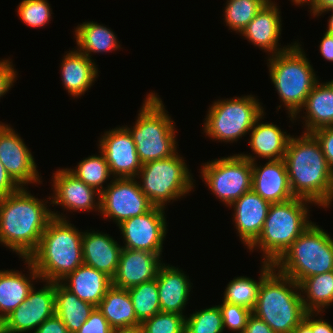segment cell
Returning <instances> with one entry per match:
<instances>
[{
    "label": "cell",
    "mask_w": 333,
    "mask_h": 333,
    "mask_svg": "<svg viewBox=\"0 0 333 333\" xmlns=\"http://www.w3.org/2000/svg\"><path fill=\"white\" fill-rule=\"evenodd\" d=\"M26 187L0 198V243L22 259L38 247L48 223L53 218L47 200L32 195ZM49 199V200H48Z\"/></svg>",
    "instance_id": "6da1fadb"
},
{
    "label": "cell",
    "mask_w": 333,
    "mask_h": 333,
    "mask_svg": "<svg viewBox=\"0 0 333 333\" xmlns=\"http://www.w3.org/2000/svg\"><path fill=\"white\" fill-rule=\"evenodd\" d=\"M304 132L312 133L322 127L333 126V87L329 82L316 83L311 90L304 106Z\"/></svg>",
    "instance_id": "83f0119b"
},
{
    "label": "cell",
    "mask_w": 333,
    "mask_h": 333,
    "mask_svg": "<svg viewBox=\"0 0 333 333\" xmlns=\"http://www.w3.org/2000/svg\"><path fill=\"white\" fill-rule=\"evenodd\" d=\"M20 186L7 173L4 165L0 161V198L16 192Z\"/></svg>",
    "instance_id": "f6af8a7d"
},
{
    "label": "cell",
    "mask_w": 333,
    "mask_h": 333,
    "mask_svg": "<svg viewBox=\"0 0 333 333\" xmlns=\"http://www.w3.org/2000/svg\"><path fill=\"white\" fill-rule=\"evenodd\" d=\"M306 5H308V7L310 6V13H312L314 17H318L325 11L333 9V0H310Z\"/></svg>",
    "instance_id": "681fc988"
},
{
    "label": "cell",
    "mask_w": 333,
    "mask_h": 333,
    "mask_svg": "<svg viewBox=\"0 0 333 333\" xmlns=\"http://www.w3.org/2000/svg\"><path fill=\"white\" fill-rule=\"evenodd\" d=\"M60 66L62 84L73 98L84 95L99 76L94 60L75 49L66 52Z\"/></svg>",
    "instance_id": "484cf974"
},
{
    "label": "cell",
    "mask_w": 333,
    "mask_h": 333,
    "mask_svg": "<svg viewBox=\"0 0 333 333\" xmlns=\"http://www.w3.org/2000/svg\"><path fill=\"white\" fill-rule=\"evenodd\" d=\"M189 276L183 270L164 264L157 277L160 308L162 312L184 315L191 291Z\"/></svg>",
    "instance_id": "603a6c76"
},
{
    "label": "cell",
    "mask_w": 333,
    "mask_h": 333,
    "mask_svg": "<svg viewBox=\"0 0 333 333\" xmlns=\"http://www.w3.org/2000/svg\"><path fill=\"white\" fill-rule=\"evenodd\" d=\"M161 255L144 250L122 248L112 285L128 290L157 278L165 264L161 261L163 260Z\"/></svg>",
    "instance_id": "ac0fdd59"
},
{
    "label": "cell",
    "mask_w": 333,
    "mask_h": 333,
    "mask_svg": "<svg viewBox=\"0 0 333 333\" xmlns=\"http://www.w3.org/2000/svg\"><path fill=\"white\" fill-rule=\"evenodd\" d=\"M322 312H307L305 318L297 325L292 333H317L316 331V319Z\"/></svg>",
    "instance_id": "bcb514c9"
},
{
    "label": "cell",
    "mask_w": 333,
    "mask_h": 333,
    "mask_svg": "<svg viewBox=\"0 0 333 333\" xmlns=\"http://www.w3.org/2000/svg\"><path fill=\"white\" fill-rule=\"evenodd\" d=\"M222 313L219 305L201 309L185 317L184 333H223Z\"/></svg>",
    "instance_id": "8d00e7d4"
},
{
    "label": "cell",
    "mask_w": 333,
    "mask_h": 333,
    "mask_svg": "<svg viewBox=\"0 0 333 333\" xmlns=\"http://www.w3.org/2000/svg\"><path fill=\"white\" fill-rule=\"evenodd\" d=\"M331 85H332V87H333V80H331V81H328Z\"/></svg>",
    "instance_id": "9f6ffc18"
},
{
    "label": "cell",
    "mask_w": 333,
    "mask_h": 333,
    "mask_svg": "<svg viewBox=\"0 0 333 333\" xmlns=\"http://www.w3.org/2000/svg\"><path fill=\"white\" fill-rule=\"evenodd\" d=\"M77 50L92 59L91 53H108L121 48L116 34L107 26L89 21L78 24L74 30Z\"/></svg>",
    "instance_id": "f546056e"
},
{
    "label": "cell",
    "mask_w": 333,
    "mask_h": 333,
    "mask_svg": "<svg viewBox=\"0 0 333 333\" xmlns=\"http://www.w3.org/2000/svg\"><path fill=\"white\" fill-rule=\"evenodd\" d=\"M222 313L223 327L236 333H244L252 311L240 306L223 302L219 305Z\"/></svg>",
    "instance_id": "ab89813d"
},
{
    "label": "cell",
    "mask_w": 333,
    "mask_h": 333,
    "mask_svg": "<svg viewBox=\"0 0 333 333\" xmlns=\"http://www.w3.org/2000/svg\"><path fill=\"white\" fill-rule=\"evenodd\" d=\"M122 246L109 234L99 230L83 232V263L113 278L116 274Z\"/></svg>",
    "instance_id": "7402d4cb"
},
{
    "label": "cell",
    "mask_w": 333,
    "mask_h": 333,
    "mask_svg": "<svg viewBox=\"0 0 333 333\" xmlns=\"http://www.w3.org/2000/svg\"><path fill=\"white\" fill-rule=\"evenodd\" d=\"M52 177L54 195L50 196V205H59L66 212H90L94 209L100 212L101 193L78 179L68 168L57 169Z\"/></svg>",
    "instance_id": "e0dca14e"
},
{
    "label": "cell",
    "mask_w": 333,
    "mask_h": 333,
    "mask_svg": "<svg viewBox=\"0 0 333 333\" xmlns=\"http://www.w3.org/2000/svg\"><path fill=\"white\" fill-rule=\"evenodd\" d=\"M106 186L101 192L100 214L103 218L112 219L117 226L154 207L141 191L136 178H113Z\"/></svg>",
    "instance_id": "7c38bea8"
},
{
    "label": "cell",
    "mask_w": 333,
    "mask_h": 333,
    "mask_svg": "<svg viewBox=\"0 0 333 333\" xmlns=\"http://www.w3.org/2000/svg\"><path fill=\"white\" fill-rule=\"evenodd\" d=\"M52 214L37 249L28 259L42 281L60 282L83 264V231L72 225L65 214Z\"/></svg>",
    "instance_id": "3957f363"
},
{
    "label": "cell",
    "mask_w": 333,
    "mask_h": 333,
    "mask_svg": "<svg viewBox=\"0 0 333 333\" xmlns=\"http://www.w3.org/2000/svg\"><path fill=\"white\" fill-rule=\"evenodd\" d=\"M283 159L294 197L307 199L322 208L332 205L333 171L311 133L291 136Z\"/></svg>",
    "instance_id": "7a4b0ae2"
},
{
    "label": "cell",
    "mask_w": 333,
    "mask_h": 333,
    "mask_svg": "<svg viewBox=\"0 0 333 333\" xmlns=\"http://www.w3.org/2000/svg\"><path fill=\"white\" fill-rule=\"evenodd\" d=\"M202 165V181H205L216 199L219 198L227 207L252 189V162L240 154L215 159Z\"/></svg>",
    "instance_id": "8fae6325"
},
{
    "label": "cell",
    "mask_w": 333,
    "mask_h": 333,
    "mask_svg": "<svg viewBox=\"0 0 333 333\" xmlns=\"http://www.w3.org/2000/svg\"><path fill=\"white\" fill-rule=\"evenodd\" d=\"M319 51L321 56L329 61L333 62V34L325 32L322 40L320 41Z\"/></svg>",
    "instance_id": "c3c4849f"
},
{
    "label": "cell",
    "mask_w": 333,
    "mask_h": 333,
    "mask_svg": "<svg viewBox=\"0 0 333 333\" xmlns=\"http://www.w3.org/2000/svg\"><path fill=\"white\" fill-rule=\"evenodd\" d=\"M280 10L275 1L270 0L253 20L240 33L248 42L264 50L267 54L276 55L289 49L292 45L281 48L280 40L282 21Z\"/></svg>",
    "instance_id": "d6986e66"
},
{
    "label": "cell",
    "mask_w": 333,
    "mask_h": 333,
    "mask_svg": "<svg viewBox=\"0 0 333 333\" xmlns=\"http://www.w3.org/2000/svg\"><path fill=\"white\" fill-rule=\"evenodd\" d=\"M306 313L299 284L274 268L262 280L252 314L275 333H292Z\"/></svg>",
    "instance_id": "5b68a950"
},
{
    "label": "cell",
    "mask_w": 333,
    "mask_h": 333,
    "mask_svg": "<svg viewBox=\"0 0 333 333\" xmlns=\"http://www.w3.org/2000/svg\"><path fill=\"white\" fill-rule=\"evenodd\" d=\"M114 333H145V330L140 324L138 326L116 329Z\"/></svg>",
    "instance_id": "816d5d0a"
},
{
    "label": "cell",
    "mask_w": 333,
    "mask_h": 333,
    "mask_svg": "<svg viewBox=\"0 0 333 333\" xmlns=\"http://www.w3.org/2000/svg\"><path fill=\"white\" fill-rule=\"evenodd\" d=\"M332 12L331 13V16L330 17H328L329 19V21H328V27H327V29H326V32H328V33H332L333 34V9L332 10H329V11H325L324 13H328V12Z\"/></svg>",
    "instance_id": "f5cc1de1"
},
{
    "label": "cell",
    "mask_w": 333,
    "mask_h": 333,
    "mask_svg": "<svg viewBox=\"0 0 333 333\" xmlns=\"http://www.w3.org/2000/svg\"><path fill=\"white\" fill-rule=\"evenodd\" d=\"M292 1V3L294 4V5H300V6H302V5H305V3H309V1L310 0H291Z\"/></svg>",
    "instance_id": "db71d44e"
},
{
    "label": "cell",
    "mask_w": 333,
    "mask_h": 333,
    "mask_svg": "<svg viewBox=\"0 0 333 333\" xmlns=\"http://www.w3.org/2000/svg\"><path fill=\"white\" fill-rule=\"evenodd\" d=\"M0 161L20 186L41 184L37 164L24 140L11 125L0 122Z\"/></svg>",
    "instance_id": "5bb4252c"
},
{
    "label": "cell",
    "mask_w": 333,
    "mask_h": 333,
    "mask_svg": "<svg viewBox=\"0 0 333 333\" xmlns=\"http://www.w3.org/2000/svg\"><path fill=\"white\" fill-rule=\"evenodd\" d=\"M165 209L154 206L143 215L135 216L118 225L123 236L122 248L162 254L167 234Z\"/></svg>",
    "instance_id": "4fadbf2b"
},
{
    "label": "cell",
    "mask_w": 333,
    "mask_h": 333,
    "mask_svg": "<svg viewBox=\"0 0 333 333\" xmlns=\"http://www.w3.org/2000/svg\"><path fill=\"white\" fill-rule=\"evenodd\" d=\"M252 162V190L270 204L294 198L284 159L268 160L263 166Z\"/></svg>",
    "instance_id": "44dd1931"
},
{
    "label": "cell",
    "mask_w": 333,
    "mask_h": 333,
    "mask_svg": "<svg viewBox=\"0 0 333 333\" xmlns=\"http://www.w3.org/2000/svg\"><path fill=\"white\" fill-rule=\"evenodd\" d=\"M76 333H114V329L97 307H95L90 313L89 318Z\"/></svg>",
    "instance_id": "60d3db41"
},
{
    "label": "cell",
    "mask_w": 333,
    "mask_h": 333,
    "mask_svg": "<svg viewBox=\"0 0 333 333\" xmlns=\"http://www.w3.org/2000/svg\"><path fill=\"white\" fill-rule=\"evenodd\" d=\"M270 0H227L224 21L229 30L241 33Z\"/></svg>",
    "instance_id": "d590c367"
},
{
    "label": "cell",
    "mask_w": 333,
    "mask_h": 333,
    "mask_svg": "<svg viewBox=\"0 0 333 333\" xmlns=\"http://www.w3.org/2000/svg\"><path fill=\"white\" fill-rule=\"evenodd\" d=\"M260 269L259 281L251 279L247 276H239L233 278L224 291L222 302L229 304L240 305L253 311L262 280L275 268L274 263L263 262Z\"/></svg>",
    "instance_id": "1f68e13d"
},
{
    "label": "cell",
    "mask_w": 333,
    "mask_h": 333,
    "mask_svg": "<svg viewBox=\"0 0 333 333\" xmlns=\"http://www.w3.org/2000/svg\"><path fill=\"white\" fill-rule=\"evenodd\" d=\"M137 320L142 324L161 311L157 278L128 289Z\"/></svg>",
    "instance_id": "836d02e7"
},
{
    "label": "cell",
    "mask_w": 333,
    "mask_h": 333,
    "mask_svg": "<svg viewBox=\"0 0 333 333\" xmlns=\"http://www.w3.org/2000/svg\"><path fill=\"white\" fill-rule=\"evenodd\" d=\"M138 111L134 126L125 127L132 135L142 164L173 156L178 150L176 125L157 93L150 92Z\"/></svg>",
    "instance_id": "52a82bcc"
},
{
    "label": "cell",
    "mask_w": 333,
    "mask_h": 333,
    "mask_svg": "<svg viewBox=\"0 0 333 333\" xmlns=\"http://www.w3.org/2000/svg\"><path fill=\"white\" fill-rule=\"evenodd\" d=\"M264 113L254 95L218 99L209 106L203 130L211 140L233 143L249 133Z\"/></svg>",
    "instance_id": "30bf717a"
},
{
    "label": "cell",
    "mask_w": 333,
    "mask_h": 333,
    "mask_svg": "<svg viewBox=\"0 0 333 333\" xmlns=\"http://www.w3.org/2000/svg\"><path fill=\"white\" fill-rule=\"evenodd\" d=\"M33 333H70L61 319L54 314L45 320Z\"/></svg>",
    "instance_id": "ee69618b"
},
{
    "label": "cell",
    "mask_w": 333,
    "mask_h": 333,
    "mask_svg": "<svg viewBox=\"0 0 333 333\" xmlns=\"http://www.w3.org/2000/svg\"><path fill=\"white\" fill-rule=\"evenodd\" d=\"M17 75L11 59L0 60V98L5 97L6 93L12 88Z\"/></svg>",
    "instance_id": "7bdbcfd3"
},
{
    "label": "cell",
    "mask_w": 333,
    "mask_h": 333,
    "mask_svg": "<svg viewBox=\"0 0 333 333\" xmlns=\"http://www.w3.org/2000/svg\"><path fill=\"white\" fill-rule=\"evenodd\" d=\"M29 277L19 270H0V318H7L29 295L34 287L33 280H41L34 265L23 258Z\"/></svg>",
    "instance_id": "d4e9b609"
},
{
    "label": "cell",
    "mask_w": 333,
    "mask_h": 333,
    "mask_svg": "<svg viewBox=\"0 0 333 333\" xmlns=\"http://www.w3.org/2000/svg\"><path fill=\"white\" fill-rule=\"evenodd\" d=\"M316 331L317 333H333V326L328 322L323 320V317L319 316L316 319Z\"/></svg>",
    "instance_id": "f907efd6"
},
{
    "label": "cell",
    "mask_w": 333,
    "mask_h": 333,
    "mask_svg": "<svg viewBox=\"0 0 333 333\" xmlns=\"http://www.w3.org/2000/svg\"><path fill=\"white\" fill-rule=\"evenodd\" d=\"M43 282L41 289L34 286L26 300L5 318L6 333L33 332L55 314V282Z\"/></svg>",
    "instance_id": "9a60e30c"
},
{
    "label": "cell",
    "mask_w": 333,
    "mask_h": 333,
    "mask_svg": "<svg viewBox=\"0 0 333 333\" xmlns=\"http://www.w3.org/2000/svg\"><path fill=\"white\" fill-rule=\"evenodd\" d=\"M0 333H6L5 319L0 318Z\"/></svg>",
    "instance_id": "11a10c76"
},
{
    "label": "cell",
    "mask_w": 333,
    "mask_h": 333,
    "mask_svg": "<svg viewBox=\"0 0 333 333\" xmlns=\"http://www.w3.org/2000/svg\"><path fill=\"white\" fill-rule=\"evenodd\" d=\"M299 288L306 311L324 313L332 305L333 271L305 278Z\"/></svg>",
    "instance_id": "d6a6232c"
},
{
    "label": "cell",
    "mask_w": 333,
    "mask_h": 333,
    "mask_svg": "<svg viewBox=\"0 0 333 333\" xmlns=\"http://www.w3.org/2000/svg\"><path fill=\"white\" fill-rule=\"evenodd\" d=\"M229 207L234 209L233 222L237 236L248 248L262 231L270 203L251 189Z\"/></svg>",
    "instance_id": "ffe728a7"
},
{
    "label": "cell",
    "mask_w": 333,
    "mask_h": 333,
    "mask_svg": "<svg viewBox=\"0 0 333 333\" xmlns=\"http://www.w3.org/2000/svg\"><path fill=\"white\" fill-rule=\"evenodd\" d=\"M185 317V315L160 311L141 325L145 333H184Z\"/></svg>",
    "instance_id": "f35d334b"
},
{
    "label": "cell",
    "mask_w": 333,
    "mask_h": 333,
    "mask_svg": "<svg viewBox=\"0 0 333 333\" xmlns=\"http://www.w3.org/2000/svg\"><path fill=\"white\" fill-rule=\"evenodd\" d=\"M274 267L297 284L310 276L333 271V238L312 222Z\"/></svg>",
    "instance_id": "ba28073f"
},
{
    "label": "cell",
    "mask_w": 333,
    "mask_h": 333,
    "mask_svg": "<svg viewBox=\"0 0 333 333\" xmlns=\"http://www.w3.org/2000/svg\"><path fill=\"white\" fill-rule=\"evenodd\" d=\"M95 306L79 299L60 282H55V314L70 333H76L89 318Z\"/></svg>",
    "instance_id": "4dcf8cb0"
},
{
    "label": "cell",
    "mask_w": 333,
    "mask_h": 333,
    "mask_svg": "<svg viewBox=\"0 0 333 333\" xmlns=\"http://www.w3.org/2000/svg\"><path fill=\"white\" fill-rule=\"evenodd\" d=\"M99 141V150L104 154L113 178H136L142 163L136 145L126 127L106 131Z\"/></svg>",
    "instance_id": "2e32d148"
},
{
    "label": "cell",
    "mask_w": 333,
    "mask_h": 333,
    "mask_svg": "<svg viewBox=\"0 0 333 333\" xmlns=\"http://www.w3.org/2000/svg\"><path fill=\"white\" fill-rule=\"evenodd\" d=\"M99 153L101 154L83 158L75 167V170L69 168V171L86 185L101 193L105 189V186L103 187L104 183L107 184L106 181L112 178L104 154L100 150Z\"/></svg>",
    "instance_id": "e575fe53"
},
{
    "label": "cell",
    "mask_w": 333,
    "mask_h": 333,
    "mask_svg": "<svg viewBox=\"0 0 333 333\" xmlns=\"http://www.w3.org/2000/svg\"><path fill=\"white\" fill-rule=\"evenodd\" d=\"M302 48L295 41L286 51L270 55L266 63L270 79L282 102L277 110L283 105L293 123L301 117L299 114L303 111L301 109L307 96L319 81Z\"/></svg>",
    "instance_id": "277c9868"
},
{
    "label": "cell",
    "mask_w": 333,
    "mask_h": 333,
    "mask_svg": "<svg viewBox=\"0 0 333 333\" xmlns=\"http://www.w3.org/2000/svg\"><path fill=\"white\" fill-rule=\"evenodd\" d=\"M97 309L114 330L141 324L137 320L127 289L112 285L97 305Z\"/></svg>",
    "instance_id": "f1b7e54d"
},
{
    "label": "cell",
    "mask_w": 333,
    "mask_h": 333,
    "mask_svg": "<svg viewBox=\"0 0 333 333\" xmlns=\"http://www.w3.org/2000/svg\"><path fill=\"white\" fill-rule=\"evenodd\" d=\"M263 114L254 124L250 130L249 146L252 150V156L249 154L240 153L243 158L250 160L251 162L256 161V157L265 158L267 160H280L284 158L290 134L286 131H282L277 125L268 122H261L264 119Z\"/></svg>",
    "instance_id": "cb8c5ba5"
},
{
    "label": "cell",
    "mask_w": 333,
    "mask_h": 333,
    "mask_svg": "<svg viewBox=\"0 0 333 333\" xmlns=\"http://www.w3.org/2000/svg\"><path fill=\"white\" fill-rule=\"evenodd\" d=\"M60 283L79 299L97 307L112 286V278L83 263Z\"/></svg>",
    "instance_id": "4316f807"
},
{
    "label": "cell",
    "mask_w": 333,
    "mask_h": 333,
    "mask_svg": "<svg viewBox=\"0 0 333 333\" xmlns=\"http://www.w3.org/2000/svg\"><path fill=\"white\" fill-rule=\"evenodd\" d=\"M311 134L319 142L328 166L333 171V126L319 128Z\"/></svg>",
    "instance_id": "b9f144b4"
},
{
    "label": "cell",
    "mask_w": 333,
    "mask_h": 333,
    "mask_svg": "<svg viewBox=\"0 0 333 333\" xmlns=\"http://www.w3.org/2000/svg\"><path fill=\"white\" fill-rule=\"evenodd\" d=\"M309 204L313 202L299 197L270 204L260 235L247 249H259L263 262L275 263L312 223Z\"/></svg>",
    "instance_id": "8992f818"
},
{
    "label": "cell",
    "mask_w": 333,
    "mask_h": 333,
    "mask_svg": "<svg viewBox=\"0 0 333 333\" xmlns=\"http://www.w3.org/2000/svg\"><path fill=\"white\" fill-rule=\"evenodd\" d=\"M17 13L20 20L32 28H43L52 19L47 0H22L17 6Z\"/></svg>",
    "instance_id": "74e56055"
},
{
    "label": "cell",
    "mask_w": 333,
    "mask_h": 333,
    "mask_svg": "<svg viewBox=\"0 0 333 333\" xmlns=\"http://www.w3.org/2000/svg\"><path fill=\"white\" fill-rule=\"evenodd\" d=\"M244 333H275L262 319L251 314Z\"/></svg>",
    "instance_id": "7dc6e473"
},
{
    "label": "cell",
    "mask_w": 333,
    "mask_h": 333,
    "mask_svg": "<svg viewBox=\"0 0 333 333\" xmlns=\"http://www.w3.org/2000/svg\"><path fill=\"white\" fill-rule=\"evenodd\" d=\"M181 156L177 151L171 157L142 164L136 179L141 178V191L154 206L166 208L171 200L178 201L195 188V180Z\"/></svg>",
    "instance_id": "9c48e42d"
}]
</instances>
